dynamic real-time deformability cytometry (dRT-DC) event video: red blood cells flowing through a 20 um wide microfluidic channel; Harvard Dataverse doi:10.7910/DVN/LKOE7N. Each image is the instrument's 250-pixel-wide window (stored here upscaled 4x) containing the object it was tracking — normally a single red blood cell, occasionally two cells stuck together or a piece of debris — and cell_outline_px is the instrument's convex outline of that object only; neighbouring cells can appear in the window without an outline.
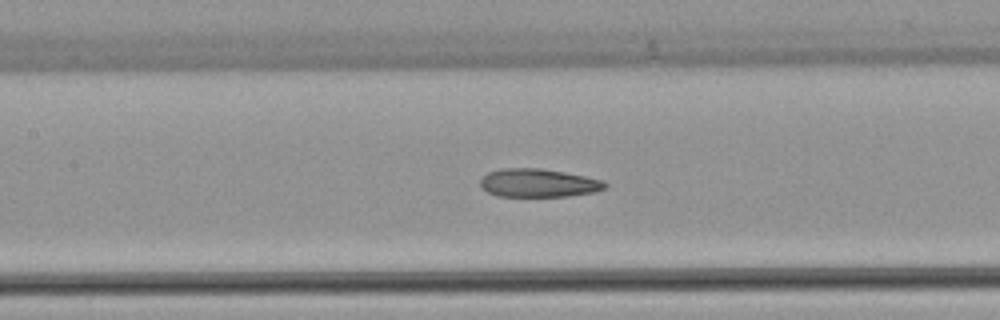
{"species": "common noctule bat (a hibernating species)", "species_latin": "Nyctalus noctula", "temperature_condition": "warm", "stored_images_in_passage": 45, "camera_frame_rate_fps": 3000, "um_per_image_px": 0.085, "animal": {"sex": "female", "body_mass_g": 22.7, "forearm_length_mm": 54.2}, "frame": {"image": 1, "passage_image": 20, "time_ms": 6.333, "image_size_px": [1000, 320], "cell_outline_px": [[608, 188], [596, 192], [568, 196], [496, 196], [480, 188], [480, 180], [488, 172], [500, 168], [540, 168], [564, 172], [604, 180], [608, 184]], "centroid_in_image_um": [45.78, 15.55], "position_along_channel_um": 161.6, "area_um2": 20.81}}